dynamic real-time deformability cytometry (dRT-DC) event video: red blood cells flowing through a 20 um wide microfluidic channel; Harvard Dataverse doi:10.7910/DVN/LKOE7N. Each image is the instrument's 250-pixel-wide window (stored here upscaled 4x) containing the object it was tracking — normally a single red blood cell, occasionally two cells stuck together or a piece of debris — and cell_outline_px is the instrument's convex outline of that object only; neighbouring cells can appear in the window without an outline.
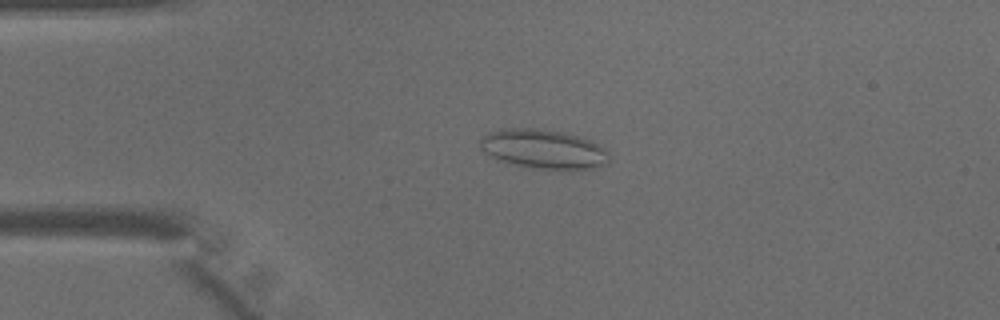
{"species": "common noctule bat (a hibernating species)", "species_latin": "Nyctalus noctula", "temperature_condition": "warm", "stored_images_in_passage": 44, "camera_frame_rate_fps": 3000, "um_per_image_px": 0.085, "animal": {"sex": "male", "body_mass_g": 15.6}, "frame": {"image": 1, "passage_image": 10, "time_ms": 3.0, "image_size_px": [1000, 320], "cell_outline_px": [[608, 164], [596, 168], [572, 172], [560, 172], [532, 168], [500, 160], [492, 156], [480, 148], [480, 136], [488, 132], [500, 128], [536, 128], [564, 132], [592, 140], [600, 144], [608, 152]], "centroid_in_image_um": [46.26, 12.7], "position_along_channel_um": 38.7, "area_um2": 30.52}}
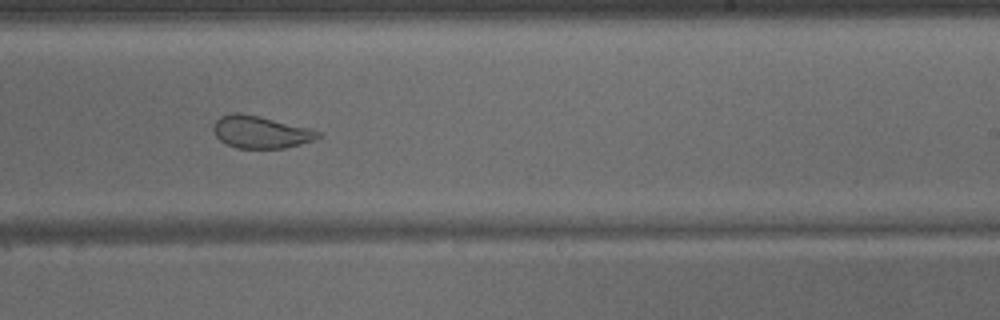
{"frame": {"image": 2, "passage_image": 27, "time_ms": 8.667, "image_size_px": [1000, 320], "cell_outline_px": [[320, 136], [316, 140], [284, 148], [236, 148], [220, 140], [216, 136], [212, 128], [216, 120], [220, 116], [236, 112], [256, 116], [312, 128], [320, 132]], "centroid_in_image_um": [22.17, 11.23], "position_along_channel_um": 266.8, "area_um2": 19.54}}
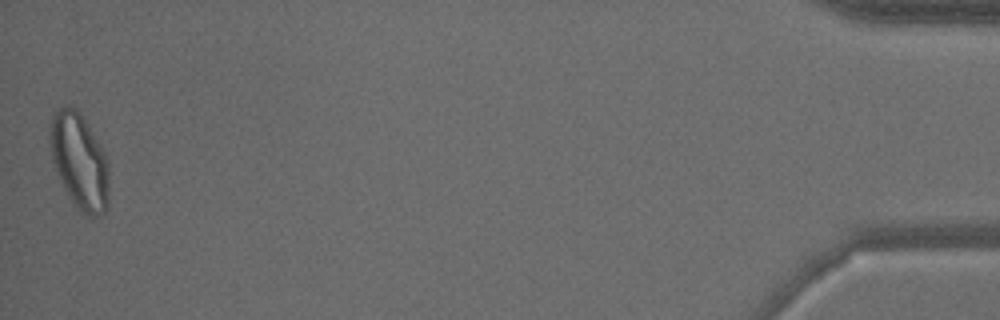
{"frame": {"image": 3, "passage_image": 44, "time_ms": 14.333, "image_size_px": [1000, 320], "cell_outline_px": [[108, 204], [104, 212], [96, 216], [88, 216], [80, 212], [76, 208], [68, 196], [60, 180], [52, 160], [48, 144], [48, 136], [52, 116], [64, 104], [68, 104], [76, 108], [80, 112], [104, 152], [108, 164]], "centroid_in_image_um": [6.72, 13.69], "position_along_channel_um": 428.5, "area_um2": 33.12}}